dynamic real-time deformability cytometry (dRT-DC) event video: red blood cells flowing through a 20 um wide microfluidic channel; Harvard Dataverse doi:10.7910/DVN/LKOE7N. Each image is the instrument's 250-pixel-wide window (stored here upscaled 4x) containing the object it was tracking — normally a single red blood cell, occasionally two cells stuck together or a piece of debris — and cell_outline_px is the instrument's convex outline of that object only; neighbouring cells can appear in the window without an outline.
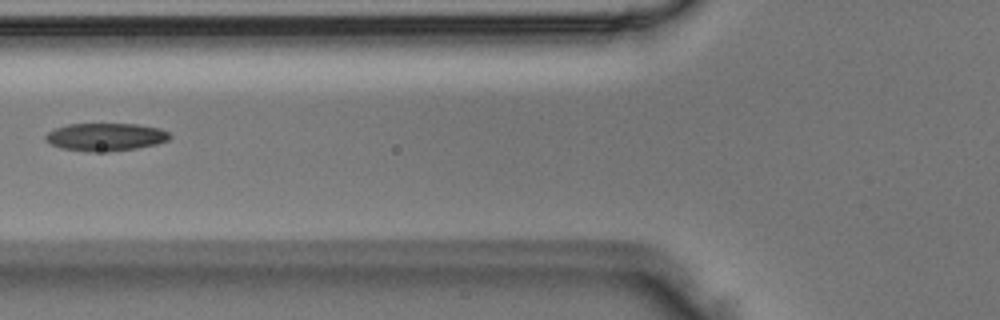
{"species": "Egyptian fruit bat (a non-hibernating species)", "species_latin": "Rousettus aegyptiacus", "temperature_condition": "room temperature", "stored_images_in_passage": 4, "camera_frame_rate_fps": 3000, "um_per_image_px": 0.085, "animal": {"sex": "male"}, "frame": {"image": 1, "passage_image": 4, "time_ms": 1.0, "image_size_px": [1000, 320], "cell_outline_px": [[172, 136], [168, 140], [156, 144], [136, 148], [108, 152], [88, 152], [60, 148], [44, 140], [44, 136], [48, 132], [56, 128], [68, 124], [136, 124], [160, 128], [168, 132]], "centroid_in_image_um": [8.96, 11.65], "position_along_channel_um": 116.8, "area_um2": 20.23}}